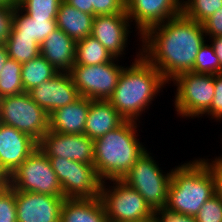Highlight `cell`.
I'll use <instances>...</instances> for the list:
<instances>
[{
    "label": "cell",
    "mask_w": 222,
    "mask_h": 222,
    "mask_svg": "<svg viewBox=\"0 0 222 222\" xmlns=\"http://www.w3.org/2000/svg\"><path fill=\"white\" fill-rule=\"evenodd\" d=\"M207 41L203 25L182 13L151 27L141 36V55L169 83L183 72H191L201 46Z\"/></svg>",
    "instance_id": "obj_1"
},
{
    "label": "cell",
    "mask_w": 222,
    "mask_h": 222,
    "mask_svg": "<svg viewBox=\"0 0 222 222\" xmlns=\"http://www.w3.org/2000/svg\"><path fill=\"white\" fill-rule=\"evenodd\" d=\"M130 66L123 68L110 104L125 120L140 122L152 101L168 85L161 73L141 55V45ZM167 84V85H166ZM151 104V105H150ZM146 110V111H145Z\"/></svg>",
    "instance_id": "obj_2"
},
{
    "label": "cell",
    "mask_w": 222,
    "mask_h": 222,
    "mask_svg": "<svg viewBox=\"0 0 222 222\" xmlns=\"http://www.w3.org/2000/svg\"><path fill=\"white\" fill-rule=\"evenodd\" d=\"M140 124L125 120L116 129L94 140L93 165L102 181L122 179L147 150L138 138Z\"/></svg>",
    "instance_id": "obj_3"
},
{
    "label": "cell",
    "mask_w": 222,
    "mask_h": 222,
    "mask_svg": "<svg viewBox=\"0 0 222 222\" xmlns=\"http://www.w3.org/2000/svg\"><path fill=\"white\" fill-rule=\"evenodd\" d=\"M214 194L212 173L207 164L198 157L173 167L166 208L195 217Z\"/></svg>",
    "instance_id": "obj_4"
},
{
    "label": "cell",
    "mask_w": 222,
    "mask_h": 222,
    "mask_svg": "<svg viewBox=\"0 0 222 222\" xmlns=\"http://www.w3.org/2000/svg\"><path fill=\"white\" fill-rule=\"evenodd\" d=\"M154 159L155 156L146 150L121 179L134 188L153 211L166 207L168 187L173 172V168L165 172Z\"/></svg>",
    "instance_id": "obj_5"
},
{
    "label": "cell",
    "mask_w": 222,
    "mask_h": 222,
    "mask_svg": "<svg viewBox=\"0 0 222 222\" xmlns=\"http://www.w3.org/2000/svg\"><path fill=\"white\" fill-rule=\"evenodd\" d=\"M171 83L177 87L172 104L178 117L200 118L210 108L215 94L214 75L183 72L168 86Z\"/></svg>",
    "instance_id": "obj_6"
},
{
    "label": "cell",
    "mask_w": 222,
    "mask_h": 222,
    "mask_svg": "<svg viewBox=\"0 0 222 222\" xmlns=\"http://www.w3.org/2000/svg\"><path fill=\"white\" fill-rule=\"evenodd\" d=\"M100 199L108 222H138L154 215L144 198L121 179L102 181Z\"/></svg>",
    "instance_id": "obj_7"
},
{
    "label": "cell",
    "mask_w": 222,
    "mask_h": 222,
    "mask_svg": "<svg viewBox=\"0 0 222 222\" xmlns=\"http://www.w3.org/2000/svg\"><path fill=\"white\" fill-rule=\"evenodd\" d=\"M49 117L28 92L0 98V123L28 134L37 142L49 130Z\"/></svg>",
    "instance_id": "obj_8"
},
{
    "label": "cell",
    "mask_w": 222,
    "mask_h": 222,
    "mask_svg": "<svg viewBox=\"0 0 222 222\" xmlns=\"http://www.w3.org/2000/svg\"><path fill=\"white\" fill-rule=\"evenodd\" d=\"M15 191L64 197L48 157L39 147L6 179Z\"/></svg>",
    "instance_id": "obj_9"
},
{
    "label": "cell",
    "mask_w": 222,
    "mask_h": 222,
    "mask_svg": "<svg viewBox=\"0 0 222 222\" xmlns=\"http://www.w3.org/2000/svg\"><path fill=\"white\" fill-rule=\"evenodd\" d=\"M66 199L100 197L102 180L93 164H84L61 157H48Z\"/></svg>",
    "instance_id": "obj_10"
},
{
    "label": "cell",
    "mask_w": 222,
    "mask_h": 222,
    "mask_svg": "<svg viewBox=\"0 0 222 222\" xmlns=\"http://www.w3.org/2000/svg\"><path fill=\"white\" fill-rule=\"evenodd\" d=\"M120 62L114 58L100 65H73L70 74L80 96L91 100H108L126 67Z\"/></svg>",
    "instance_id": "obj_11"
},
{
    "label": "cell",
    "mask_w": 222,
    "mask_h": 222,
    "mask_svg": "<svg viewBox=\"0 0 222 222\" xmlns=\"http://www.w3.org/2000/svg\"><path fill=\"white\" fill-rule=\"evenodd\" d=\"M126 13L141 42V36L151 27L182 13V0H126Z\"/></svg>",
    "instance_id": "obj_12"
},
{
    "label": "cell",
    "mask_w": 222,
    "mask_h": 222,
    "mask_svg": "<svg viewBox=\"0 0 222 222\" xmlns=\"http://www.w3.org/2000/svg\"><path fill=\"white\" fill-rule=\"evenodd\" d=\"M47 157H61L94 164V141L85 134H65L48 130L38 142Z\"/></svg>",
    "instance_id": "obj_13"
},
{
    "label": "cell",
    "mask_w": 222,
    "mask_h": 222,
    "mask_svg": "<svg viewBox=\"0 0 222 222\" xmlns=\"http://www.w3.org/2000/svg\"><path fill=\"white\" fill-rule=\"evenodd\" d=\"M132 24L127 14L94 16L91 36L96 38L114 57L123 59L130 44ZM124 55V56H123ZM121 57V58H120Z\"/></svg>",
    "instance_id": "obj_14"
},
{
    "label": "cell",
    "mask_w": 222,
    "mask_h": 222,
    "mask_svg": "<svg viewBox=\"0 0 222 222\" xmlns=\"http://www.w3.org/2000/svg\"><path fill=\"white\" fill-rule=\"evenodd\" d=\"M28 93L32 100L49 115L81 97L70 72H58L51 79L29 90Z\"/></svg>",
    "instance_id": "obj_15"
},
{
    "label": "cell",
    "mask_w": 222,
    "mask_h": 222,
    "mask_svg": "<svg viewBox=\"0 0 222 222\" xmlns=\"http://www.w3.org/2000/svg\"><path fill=\"white\" fill-rule=\"evenodd\" d=\"M37 148L38 142L31 136L0 123V173L5 179Z\"/></svg>",
    "instance_id": "obj_16"
},
{
    "label": "cell",
    "mask_w": 222,
    "mask_h": 222,
    "mask_svg": "<svg viewBox=\"0 0 222 222\" xmlns=\"http://www.w3.org/2000/svg\"><path fill=\"white\" fill-rule=\"evenodd\" d=\"M65 197L15 191L17 222H60Z\"/></svg>",
    "instance_id": "obj_17"
},
{
    "label": "cell",
    "mask_w": 222,
    "mask_h": 222,
    "mask_svg": "<svg viewBox=\"0 0 222 222\" xmlns=\"http://www.w3.org/2000/svg\"><path fill=\"white\" fill-rule=\"evenodd\" d=\"M40 54L58 72H70L76 59V41L57 28L40 44Z\"/></svg>",
    "instance_id": "obj_18"
},
{
    "label": "cell",
    "mask_w": 222,
    "mask_h": 222,
    "mask_svg": "<svg viewBox=\"0 0 222 222\" xmlns=\"http://www.w3.org/2000/svg\"><path fill=\"white\" fill-rule=\"evenodd\" d=\"M90 99L80 97L74 103L53 111L49 116V130L65 134H85Z\"/></svg>",
    "instance_id": "obj_19"
},
{
    "label": "cell",
    "mask_w": 222,
    "mask_h": 222,
    "mask_svg": "<svg viewBox=\"0 0 222 222\" xmlns=\"http://www.w3.org/2000/svg\"><path fill=\"white\" fill-rule=\"evenodd\" d=\"M125 119L108 100H91L85 124V135L93 141L120 126Z\"/></svg>",
    "instance_id": "obj_20"
},
{
    "label": "cell",
    "mask_w": 222,
    "mask_h": 222,
    "mask_svg": "<svg viewBox=\"0 0 222 222\" xmlns=\"http://www.w3.org/2000/svg\"><path fill=\"white\" fill-rule=\"evenodd\" d=\"M60 222H108L100 197L65 199Z\"/></svg>",
    "instance_id": "obj_21"
},
{
    "label": "cell",
    "mask_w": 222,
    "mask_h": 222,
    "mask_svg": "<svg viewBox=\"0 0 222 222\" xmlns=\"http://www.w3.org/2000/svg\"><path fill=\"white\" fill-rule=\"evenodd\" d=\"M94 15L84 13L61 1L56 17L57 26L74 41H79L91 34Z\"/></svg>",
    "instance_id": "obj_22"
},
{
    "label": "cell",
    "mask_w": 222,
    "mask_h": 222,
    "mask_svg": "<svg viewBox=\"0 0 222 222\" xmlns=\"http://www.w3.org/2000/svg\"><path fill=\"white\" fill-rule=\"evenodd\" d=\"M57 28L56 19L31 18L17 6L10 36L31 37L40 45Z\"/></svg>",
    "instance_id": "obj_23"
},
{
    "label": "cell",
    "mask_w": 222,
    "mask_h": 222,
    "mask_svg": "<svg viewBox=\"0 0 222 222\" xmlns=\"http://www.w3.org/2000/svg\"><path fill=\"white\" fill-rule=\"evenodd\" d=\"M114 57L93 36L76 41V59L74 65H100L110 62Z\"/></svg>",
    "instance_id": "obj_24"
},
{
    "label": "cell",
    "mask_w": 222,
    "mask_h": 222,
    "mask_svg": "<svg viewBox=\"0 0 222 222\" xmlns=\"http://www.w3.org/2000/svg\"><path fill=\"white\" fill-rule=\"evenodd\" d=\"M58 71L40 54L38 57L23 63L21 80L24 92L51 79Z\"/></svg>",
    "instance_id": "obj_25"
},
{
    "label": "cell",
    "mask_w": 222,
    "mask_h": 222,
    "mask_svg": "<svg viewBox=\"0 0 222 222\" xmlns=\"http://www.w3.org/2000/svg\"><path fill=\"white\" fill-rule=\"evenodd\" d=\"M5 46L11 59L23 64L40 55V45L31 37L9 36Z\"/></svg>",
    "instance_id": "obj_26"
},
{
    "label": "cell",
    "mask_w": 222,
    "mask_h": 222,
    "mask_svg": "<svg viewBox=\"0 0 222 222\" xmlns=\"http://www.w3.org/2000/svg\"><path fill=\"white\" fill-rule=\"evenodd\" d=\"M21 71L22 64L8 58L0 73V98L24 93Z\"/></svg>",
    "instance_id": "obj_27"
},
{
    "label": "cell",
    "mask_w": 222,
    "mask_h": 222,
    "mask_svg": "<svg viewBox=\"0 0 222 222\" xmlns=\"http://www.w3.org/2000/svg\"><path fill=\"white\" fill-rule=\"evenodd\" d=\"M222 7V0H182V14L202 24Z\"/></svg>",
    "instance_id": "obj_28"
},
{
    "label": "cell",
    "mask_w": 222,
    "mask_h": 222,
    "mask_svg": "<svg viewBox=\"0 0 222 222\" xmlns=\"http://www.w3.org/2000/svg\"><path fill=\"white\" fill-rule=\"evenodd\" d=\"M62 0H19L18 7L31 18L56 19Z\"/></svg>",
    "instance_id": "obj_29"
},
{
    "label": "cell",
    "mask_w": 222,
    "mask_h": 222,
    "mask_svg": "<svg viewBox=\"0 0 222 222\" xmlns=\"http://www.w3.org/2000/svg\"><path fill=\"white\" fill-rule=\"evenodd\" d=\"M191 72L211 75L222 73L219 58L214 53V49L210 42L208 44V40L201 46Z\"/></svg>",
    "instance_id": "obj_30"
},
{
    "label": "cell",
    "mask_w": 222,
    "mask_h": 222,
    "mask_svg": "<svg viewBox=\"0 0 222 222\" xmlns=\"http://www.w3.org/2000/svg\"><path fill=\"white\" fill-rule=\"evenodd\" d=\"M0 222H17L15 190L7 183L0 188Z\"/></svg>",
    "instance_id": "obj_31"
},
{
    "label": "cell",
    "mask_w": 222,
    "mask_h": 222,
    "mask_svg": "<svg viewBox=\"0 0 222 222\" xmlns=\"http://www.w3.org/2000/svg\"><path fill=\"white\" fill-rule=\"evenodd\" d=\"M196 222H222V201L215 194L208 199L195 216Z\"/></svg>",
    "instance_id": "obj_32"
},
{
    "label": "cell",
    "mask_w": 222,
    "mask_h": 222,
    "mask_svg": "<svg viewBox=\"0 0 222 222\" xmlns=\"http://www.w3.org/2000/svg\"><path fill=\"white\" fill-rule=\"evenodd\" d=\"M93 15L127 14L126 0H91Z\"/></svg>",
    "instance_id": "obj_33"
},
{
    "label": "cell",
    "mask_w": 222,
    "mask_h": 222,
    "mask_svg": "<svg viewBox=\"0 0 222 222\" xmlns=\"http://www.w3.org/2000/svg\"><path fill=\"white\" fill-rule=\"evenodd\" d=\"M215 94L210 108L201 116L220 122L222 120V73L214 75Z\"/></svg>",
    "instance_id": "obj_34"
},
{
    "label": "cell",
    "mask_w": 222,
    "mask_h": 222,
    "mask_svg": "<svg viewBox=\"0 0 222 222\" xmlns=\"http://www.w3.org/2000/svg\"><path fill=\"white\" fill-rule=\"evenodd\" d=\"M15 8L0 6V44H5L10 36Z\"/></svg>",
    "instance_id": "obj_35"
},
{
    "label": "cell",
    "mask_w": 222,
    "mask_h": 222,
    "mask_svg": "<svg viewBox=\"0 0 222 222\" xmlns=\"http://www.w3.org/2000/svg\"><path fill=\"white\" fill-rule=\"evenodd\" d=\"M153 216L157 222H196L195 217L168 210L166 207L154 210Z\"/></svg>",
    "instance_id": "obj_36"
},
{
    "label": "cell",
    "mask_w": 222,
    "mask_h": 222,
    "mask_svg": "<svg viewBox=\"0 0 222 222\" xmlns=\"http://www.w3.org/2000/svg\"><path fill=\"white\" fill-rule=\"evenodd\" d=\"M203 29L208 38L222 36V7L203 23Z\"/></svg>",
    "instance_id": "obj_37"
},
{
    "label": "cell",
    "mask_w": 222,
    "mask_h": 222,
    "mask_svg": "<svg viewBox=\"0 0 222 222\" xmlns=\"http://www.w3.org/2000/svg\"><path fill=\"white\" fill-rule=\"evenodd\" d=\"M210 169L214 179L215 195L222 201V163L214 159L201 158ZM211 160V161H210Z\"/></svg>",
    "instance_id": "obj_38"
},
{
    "label": "cell",
    "mask_w": 222,
    "mask_h": 222,
    "mask_svg": "<svg viewBox=\"0 0 222 222\" xmlns=\"http://www.w3.org/2000/svg\"><path fill=\"white\" fill-rule=\"evenodd\" d=\"M64 1L81 12L93 15V5L91 4V0H64Z\"/></svg>",
    "instance_id": "obj_39"
},
{
    "label": "cell",
    "mask_w": 222,
    "mask_h": 222,
    "mask_svg": "<svg viewBox=\"0 0 222 222\" xmlns=\"http://www.w3.org/2000/svg\"><path fill=\"white\" fill-rule=\"evenodd\" d=\"M208 42L211 43L214 53L219 58L220 67L222 68V36L207 38ZM210 40V41H209Z\"/></svg>",
    "instance_id": "obj_40"
},
{
    "label": "cell",
    "mask_w": 222,
    "mask_h": 222,
    "mask_svg": "<svg viewBox=\"0 0 222 222\" xmlns=\"http://www.w3.org/2000/svg\"><path fill=\"white\" fill-rule=\"evenodd\" d=\"M8 58L9 56L5 44H0V73Z\"/></svg>",
    "instance_id": "obj_41"
},
{
    "label": "cell",
    "mask_w": 222,
    "mask_h": 222,
    "mask_svg": "<svg viewBox=\"0 0 222 222\" xmlns=\"http://www.w3.org/2000/svg\"><path fill=\"white\" fill-rule=\"evenodd\" d=\"M19 0H0V6L17 7Z\"/></svg>",
    "instance_id": "obj_42"
},
{
    "label": "cell",
    "mask_w": 222,
    "mask_h": 222,
    "mask_svg": "<svg viewBox=\"0 0 222 222\" xmlns=\"http://www.w3.org/2000/svg\"><path fill=\"white\" fill-rule=\"evenodd\" d=\"M6 183L5 177L0 173V188Z\"/></svg>",
    "instance_id": "obj_43"
},
{
    "label": "cell",
    "mask_w": 222,
    "mask_h": 222,
    "mask_svg": "<svg viewBox=\"0 0 222 222\" xmlns=\"http://www.w3.org/2000/svg\"><path fill=\"white\" fill-rule=\"evenodd\" d=\"M138 222H157V221L155 220V218H154V216H153V217H151V218H149V219H145V220L138 221Z\"/></svg>",
    "instance_id": "obj_44"
},
{
    "label": "cell",
    "mask_w": 222,
    "mask_h": 222,
    "mask_svg": "<svg viewBox=\"0 0 222 222\" xmlns=\"http://www.w3.org/2000/svg\"><path fill=\"white\" fill-rule=\"evenodd\" d=\"M222 139V138H221ZM222 141V140H221ZM221 144H222V142H221ZM215 159L217 160V161H219L220 163H222V154L220 155V156H217V157H215Z\"/></svg>",
    "instance_id": "obj_45"
}]
</instances>
